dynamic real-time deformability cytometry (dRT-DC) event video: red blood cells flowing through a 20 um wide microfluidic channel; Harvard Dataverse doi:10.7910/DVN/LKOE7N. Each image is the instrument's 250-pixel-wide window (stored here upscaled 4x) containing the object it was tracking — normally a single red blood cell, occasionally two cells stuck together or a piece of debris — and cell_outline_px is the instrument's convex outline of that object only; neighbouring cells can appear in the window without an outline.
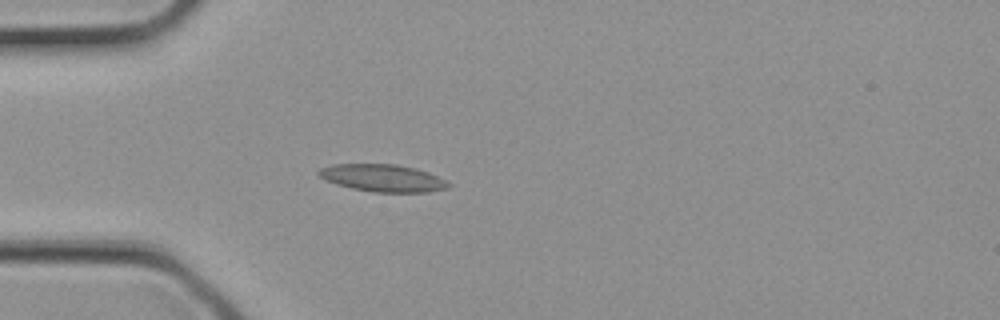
{"species": "common noctule bat (a hibernating species)", "species_latin": "Nyctalus noctula", "temperature_condition": "cold", "stored_images_in_passage": 2, "camera_frame_rate_fps": 3000, "um_per_image_px": 0.085, "animal": {"sex": "female", "body_mass_g": 21.9}, "frame": {"image": 1, "passage_image": 2, "time_ms": 0.333, "image_size_px": [1000, 320], "cell_outline_px": [[452, 184], [448, 188], [428, 192], [372, 192], [352, 188], [336, 184], [320, 176], [316, 172], [320, 168], [332, 164], [396, 164], [416, 168], [428, 172]], "centroid_in_image_um": [32.54, 15.13], "position_along_channel_um": 52.5, "area_um2": 20.58}}